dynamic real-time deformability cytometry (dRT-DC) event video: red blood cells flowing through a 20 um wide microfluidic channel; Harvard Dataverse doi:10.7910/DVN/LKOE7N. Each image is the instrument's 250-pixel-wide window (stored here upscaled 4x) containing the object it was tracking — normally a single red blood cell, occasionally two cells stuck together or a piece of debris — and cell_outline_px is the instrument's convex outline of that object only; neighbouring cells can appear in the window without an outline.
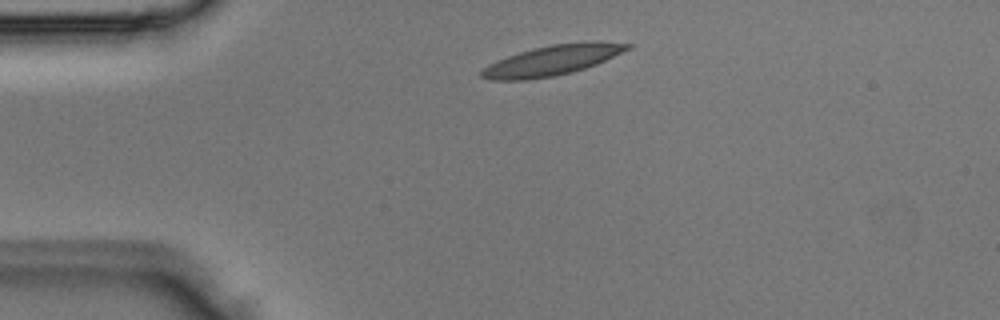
{"species": "Egyptian fruit bat (a non-hibernating species)", "species_latin": "Rousettus aegyptiacus", "temperature_condition": "room temperature", "stored_images_in_passage": 3, "camera_frame_rate_fps": 3000, "um_per_image_px": 0.085, "animal": {"sex": "male"}, "frame": {"image": 1, "passage_image": 1, "time_ms": 0.0, "image_size_px": [1000, 320], "cell_outline_px": [[632, 48], [596, 64], [572, 72], [552, 76], [528, 80], [492, 80], [480, 76], [480, 72], [488, 64], [496, 60], [532, 48], [552, 44], [584, 40], [596, 40], [632, 44]], "centroid_in_image_um": [46.97, 5.1], "position_along_channel_um": 38.0, "area_um2": 25.84}}
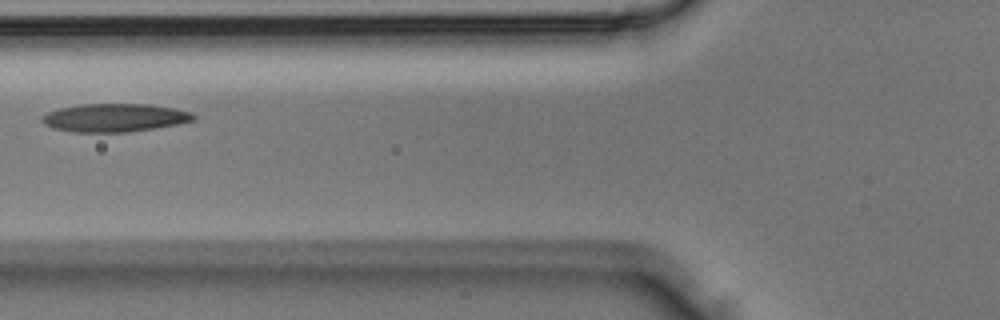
{"frame": {"image": 2, "passage_image": 3, "time_ms": 0.667, "image_size_px": [1000, 320], "cell_outline_px": [[196, 116], [192, 120], [176, 124], [128, 132], [72, 132], [52, 128], [44, 124], [40, 120], [48, 112], [60, 108], [80, 104], [148, 104], [176, 108], [192, 112]], "centroid_in_image_um": [9.72, 10.0], "position_along_channel_um": 116.1, "area_um2": 24.8}}